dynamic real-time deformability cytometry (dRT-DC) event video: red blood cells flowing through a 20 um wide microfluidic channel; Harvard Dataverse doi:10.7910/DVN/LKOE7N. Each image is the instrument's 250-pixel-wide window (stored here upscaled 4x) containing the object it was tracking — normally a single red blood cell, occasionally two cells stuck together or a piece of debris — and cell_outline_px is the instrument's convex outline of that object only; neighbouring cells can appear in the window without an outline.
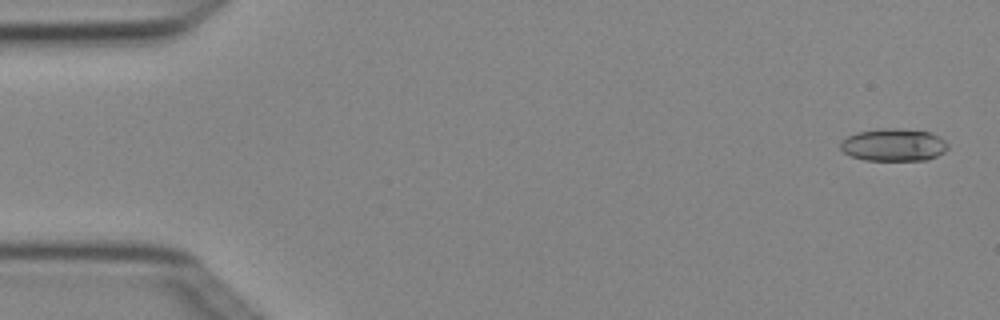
{"species": "Egyptian fruit bat (a non-hibernating species)", "species_latin": "Rousettus aegyptiacus", "temperature_condition": "cold", "stored_images_in_passage": 6, "camera_frame_rate_fps": 3000, "um_per_image_px": 0.085, "animal": {"sex": "female"}, "frame": {"image": 1, "passage_image": 1, "time_ms": 0.0, "image_size_px": [1000, 320], "cell_outline_px": [[948, 148], [944, 152], [928, 160], [864, 160], [852, 156], [844, 152], [840, 148], [840, 144], [848, 136], [856, 132], [888, 128], [896, 128], [928, 132], [944, 140], [948, 144]], "centroid_in_image_um": [75.96, 12.32], "position_along_channel_um": 9.0, "area_um2": 20.11}}
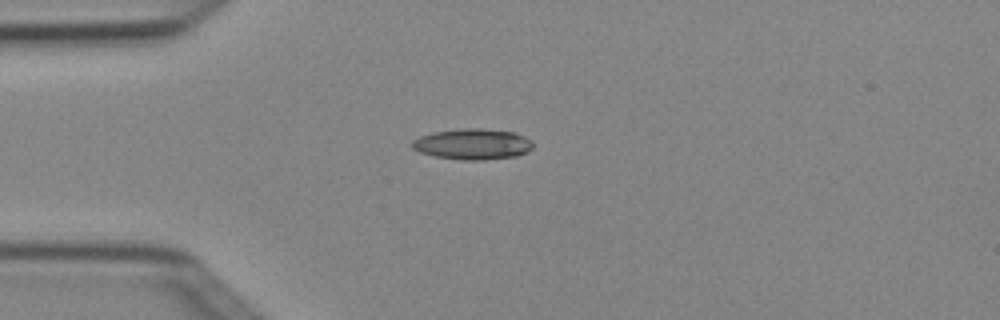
{"frame": {"image": 2, "passage_image": 4, "time_ms": 1.0, "image_size_px": [1000, 320], "cell_outline_px": [[536, 144], [528, 152], [516, 156], [484, 160], [464, 160], [436, 156], [420, 152], [412, 148], [412, 140], [420, 136], [432, 132], [464, 128], [480, 128], [516, 132], [532, 140]], "centroid_in_image_um": [40.23, 12.24], "position_along_channel_um": 44.8, "area_um2": 21.91}}